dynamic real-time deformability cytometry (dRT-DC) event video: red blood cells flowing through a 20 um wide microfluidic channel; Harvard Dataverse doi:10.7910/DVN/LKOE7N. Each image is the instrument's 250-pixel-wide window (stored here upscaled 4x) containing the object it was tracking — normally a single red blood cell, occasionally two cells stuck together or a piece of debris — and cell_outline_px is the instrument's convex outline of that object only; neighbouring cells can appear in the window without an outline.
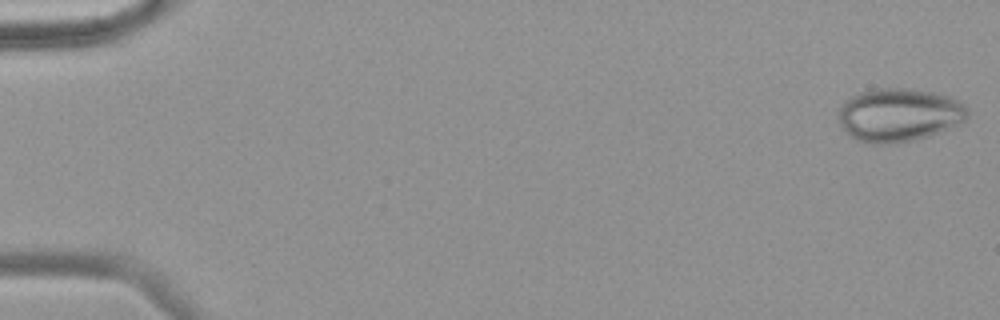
{"species": "common noctule bat (a hibernating species)", "species_latin": "Nyctalus noctula", "temperature_condition": "warm", "stored_images_in_passage": 56, "camera_frame_rate_fps": 3000, "um_per_image_px": 0.085, "animal": {"sex": "female", "body_mass_g": 18.4}, "frame": {"image": 1, "passage_image": 1, "time_ms": 0.0, "image_size_px": [1000, 320], "cell_outline_px": [[968, 120], [960, 124], [928, 136], [916, 140], [888, 144], [872, 144], [856, 140], [836, 120], [840, 104], [844, 100], [860, 92], [880, 88], [912, 88], [952, 96], [960, 100], [968, 108]], "centroid_in_image_um": [76.44, 9.76], "position_along_channel_um": 8.6, "area_um2": 40.75}}
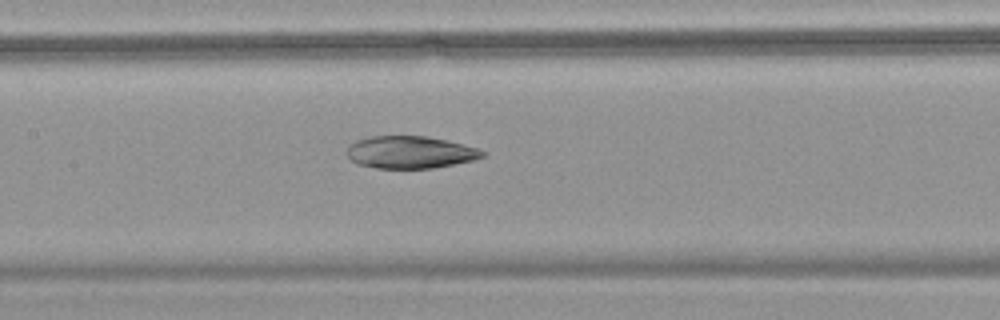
{"frame": {"image": 2, "passage_image": 28, "time_ms": 9.0, "image_size_px": [1000, 320], "cell_outline_px": [[484, 156], [476, 160], [432, 168], [376, 168], [356, 164], [344, 152], [348, 144], [356, 140], [372, 136], [424, 136], [444, 140], [476, 148], [484, 152]], "centroid_in_image_um": [34.79, 12.95], "position_along_channel_um": 172.6, "area_um2": 25.49}}
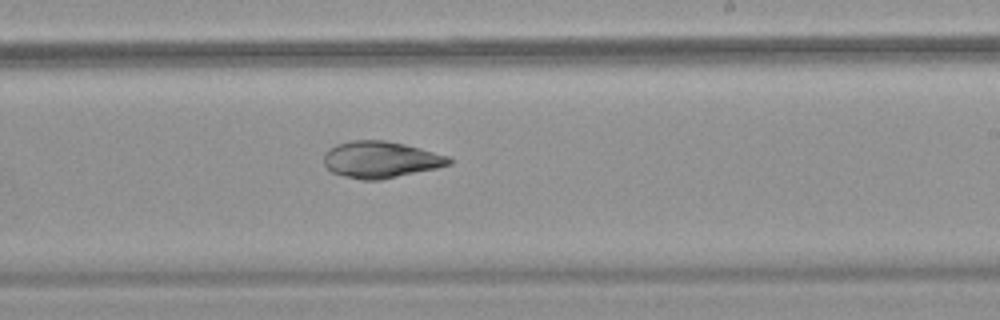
{"frame": {"image": 3, "passage_image": 35, "time_ms": 11.333, "image_size_px": [1000, 320], "cell_outline_px": [[452, 164], [436, 168], [380, 180], [360, 180], [344, 176], [332, 172], [324, 164], [324, 152], [328, 148], [336, 144], [352, 140], [384, 140], [404, 144], [420, 148], [448, 156], [452, 160]], "centroid_in_image_um": [32.33, 13.56], "position_along_channel_um": 256.7, "area_um2": 26.7}}